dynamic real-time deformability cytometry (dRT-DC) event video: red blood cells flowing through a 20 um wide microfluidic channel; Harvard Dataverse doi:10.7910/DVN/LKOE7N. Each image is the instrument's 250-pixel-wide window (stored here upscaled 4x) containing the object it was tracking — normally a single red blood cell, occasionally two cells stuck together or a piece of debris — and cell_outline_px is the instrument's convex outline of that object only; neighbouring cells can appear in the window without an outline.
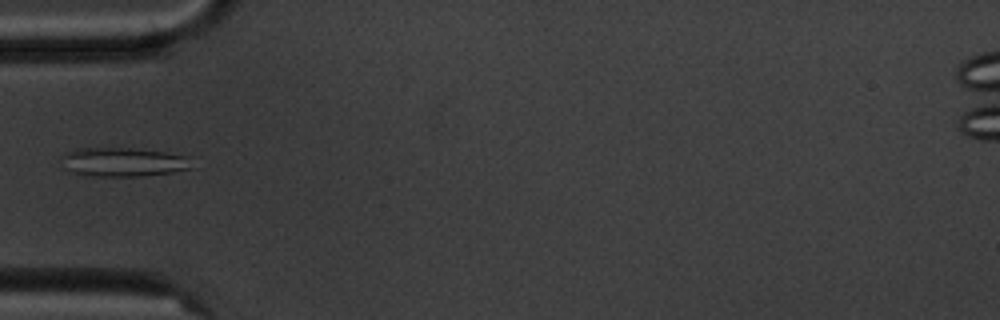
{"species": "common noctule bat (a hibernating species)", "species_latin": "Nyctalus noctula", "temperature_condition": "cold", "stored_images_in_passage": 2, "camera_frame_rate_fps": 3000, "um_per_image_px": 0.085, "animal": {"sex": "male", "body_mass_g": 20.1, "forearm_length_mm": 53.5}, "frame": {"image": 1, "passage_image": 2, "time_ms": 1.0, "image_size_px": [1000, 320], "cell_outline_px": [[192, 156], [188, 168], [172, 172], [144, 176], [84, 176], [68, 172], [60, 168], [60, 156], [64, 152], [76, 148], [132, 148], [164, 152]], "centroid_in_image_um": [10.33, 13.77], "position_along_channel_um": 74.7, "area_um2": 22.6}}